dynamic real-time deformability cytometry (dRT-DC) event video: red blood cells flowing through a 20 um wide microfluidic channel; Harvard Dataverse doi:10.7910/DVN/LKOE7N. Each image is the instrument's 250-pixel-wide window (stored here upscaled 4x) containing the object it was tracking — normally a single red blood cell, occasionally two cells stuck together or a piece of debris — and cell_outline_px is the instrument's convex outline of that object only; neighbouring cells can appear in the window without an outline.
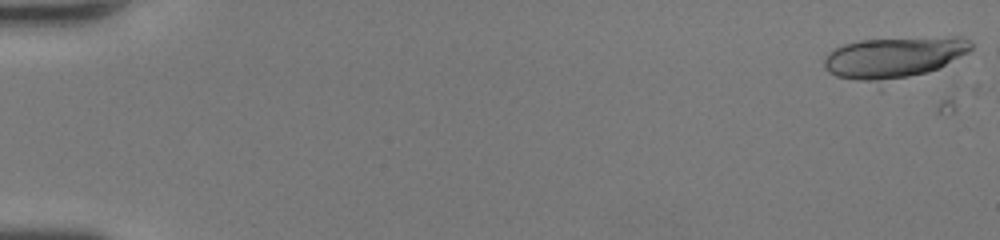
{"species": "human", "species_latin": "Homo sapiens", "temperature_condition": "room temperature", "stored_images_in_passage": 4, "camera_frame_rate_fps": 3000, "um_per_image_px": 0.085, "donor": {"sex": "female"}, "frame": {"image": 1, "passage_image": 1, "time_ms": 0.0, "image_size_px": [1000, 240], "cell_outline_px": [[972, 48], [968, 52], [940, 68], [880, 92], [836, 76], [828, 72], [824, 68], [824, 60], [828, 52], [844, 44], [860, 40], [952, 36], [964, 36], [972, 44]], "centroid_in_image_um": [75.93, 5.05], "position_along_channel_um": 9.1, "area_um2": 38.55}}